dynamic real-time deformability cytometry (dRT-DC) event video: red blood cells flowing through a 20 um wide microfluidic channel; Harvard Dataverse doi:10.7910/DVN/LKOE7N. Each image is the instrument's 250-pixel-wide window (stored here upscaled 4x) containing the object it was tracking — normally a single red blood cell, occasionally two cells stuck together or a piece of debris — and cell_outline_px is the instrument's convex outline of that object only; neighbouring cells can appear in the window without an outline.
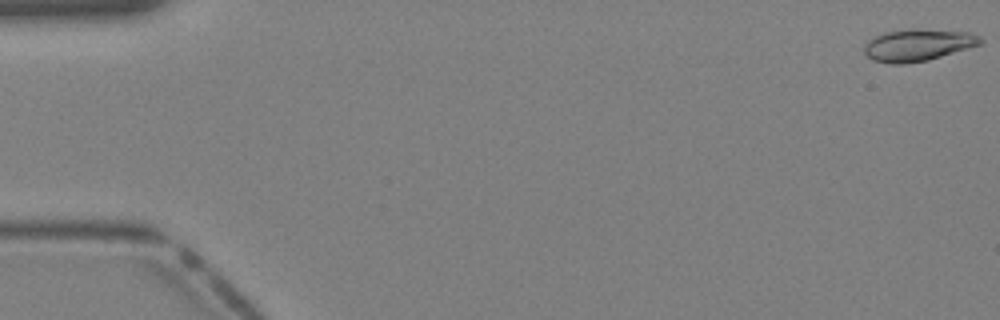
{"species": "Egyptian fruit bat (a non-hibernating species)", "species_latin": "Rousettus aegyptiacus", "temperature_condition": "warm", "stored_images_in_passage": 40, "camera_frame_rate_fps": 3000, "um_per_image_px": 0.085, "animal": {"sex": "female"}, "frame": {"image": 1, "passage_image": 1, "time_ms": 0.0, "image_size_px": [1000, 320], "cell_outline_px": [[984, 40], [980, 44], [928, 60], [904, 64], [892, 64], [872, 60], [864, 52], [864, 44], [868, 40], [884, 32], [912, 28], [920, 28], [968, 32], [980, 36]], "centroid_in_image_um": [78.0, 3.81], "position_along_channel_um": 7.0, "area_um2": 21.73}}
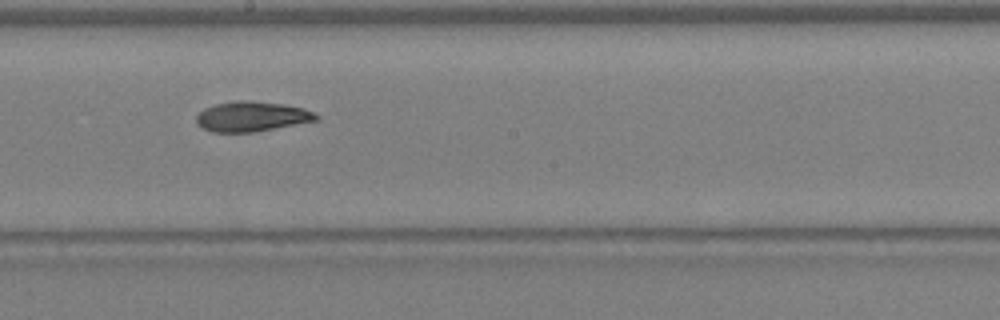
{"frame": {"image": 2, "passage_image": 23, "time_ms": 7.333, "image_size_px": [1000, 320], "cell_outline_px": [[320, 120], [252, 132], [212, 132], [196, 124], [196, 116], [204, 108], [216, 104], [240, 100], [252, 100], [284, 104], [304, 108], [320, 116]], "centroid_in_image_um": [21.41, 9.89], "position_along_channel_um": 226.8, "area_um2": 20.98}}
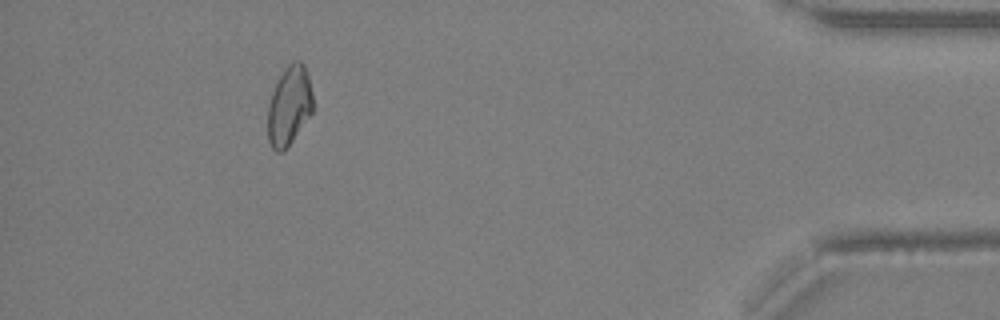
{"frame": {"image": 3, "passage_image": 37, "time_ms": 12.0, "image_size_px": [1000, 320], "cell_outline_px": [[312, 112], [284, 152], [276, 152], [272, 148], [268, 140], [268, 104], [276, 80], [284, 68], [292, 60], [300, 60], [304, 64], [308, 76], [312, 92]], "centroid_in_image_um": [24.56, 8.96], "position_along_channel_um": 410.6, "area_um2": 20.98}}